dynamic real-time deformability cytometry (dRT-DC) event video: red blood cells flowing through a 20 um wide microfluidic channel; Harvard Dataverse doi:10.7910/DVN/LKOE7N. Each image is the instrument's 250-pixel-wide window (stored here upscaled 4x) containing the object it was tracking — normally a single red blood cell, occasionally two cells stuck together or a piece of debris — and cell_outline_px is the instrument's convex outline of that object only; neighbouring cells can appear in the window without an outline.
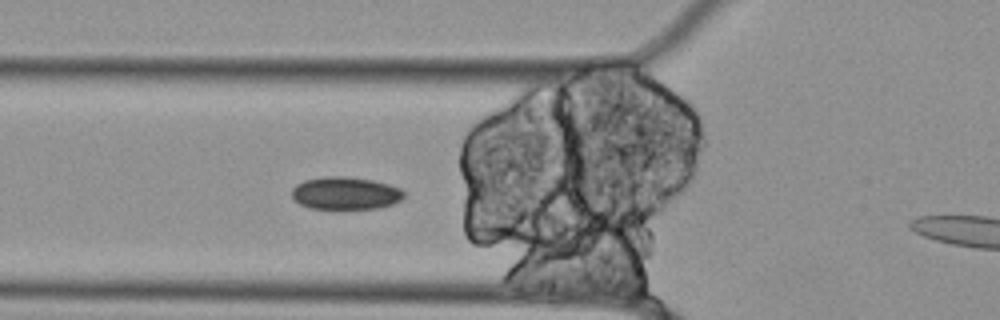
{"species": "Egyptian fruit bat (a non-hibernating species)", "species_latin": "Rousettus aegyptiacus", "temperature_condition": "cold", "stored_images_in_passage": 35, "camera_frame_rate_fps": 3000, "um_per_image_px": 0.085, "animal": {"sex": "female"}, "frame": {"image": 1, "passage_image": 9, "time_ms": 2.667, "image_size_px": [1000, 320], "cell_outline_px": [[404, 196], [400, 200], [392, 204], [380, 208], [340, 212], [308, 208], [292, 200], [292, 188], [296, 184], [304, 180], [324, 176], [344, 176], [372, 180], [388, 184], [400, 188], [404, 192]], "centroid_in_image_um": [29.32, 16.48], "position_along_channel_um": 96.5, "area_um2": 22.37}}
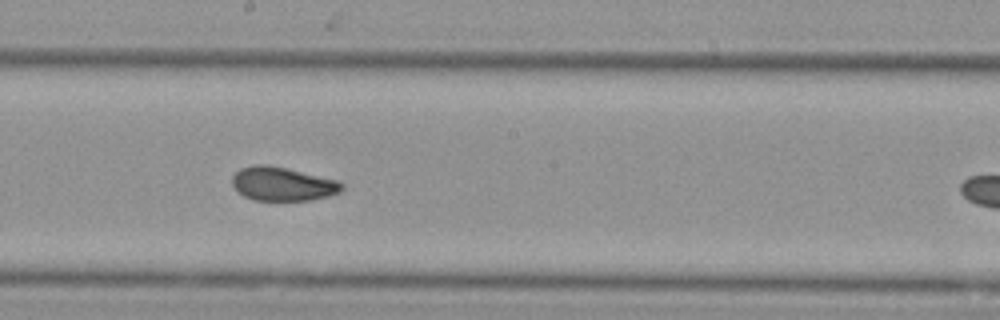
{"frame": {"image": 2, "passage_image": 20, "time_ms": 6.333, "image_size_px": [1000, 320], "cell_outline_px": [[344, 188], [340, 192], [328, 196], [312, 200], [252, 200], [244, 196], [232, 184], [232, 176], [240, 168], [256, 164], [268, 164], [340, 180], [344, 184]], "centroid_in_image_um": [24.05, 15.62], "position_along_channel_um": 224.1, "area_um2": 21.73}}
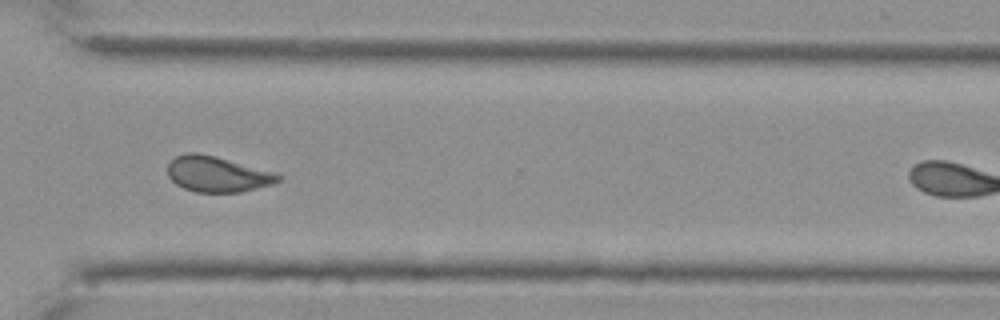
{"frame": {"image": 3, "passage_image": 31, "time_ms": 10.0, "image_size_px": [1000, 320], "cell_outline_px": [[284, 176], [280, 180], [272, 184], [240, 192], [196, 192], [184, 188], [176, 184], [168, 176], [168, 164], [176, 156], [188, 152], [196, 152], [216, 156], [272, 172]], "centroid_in_image_um": [18.45, 14.8], "position_along_channel_um": 352.1, "area_um2": 22.72}}